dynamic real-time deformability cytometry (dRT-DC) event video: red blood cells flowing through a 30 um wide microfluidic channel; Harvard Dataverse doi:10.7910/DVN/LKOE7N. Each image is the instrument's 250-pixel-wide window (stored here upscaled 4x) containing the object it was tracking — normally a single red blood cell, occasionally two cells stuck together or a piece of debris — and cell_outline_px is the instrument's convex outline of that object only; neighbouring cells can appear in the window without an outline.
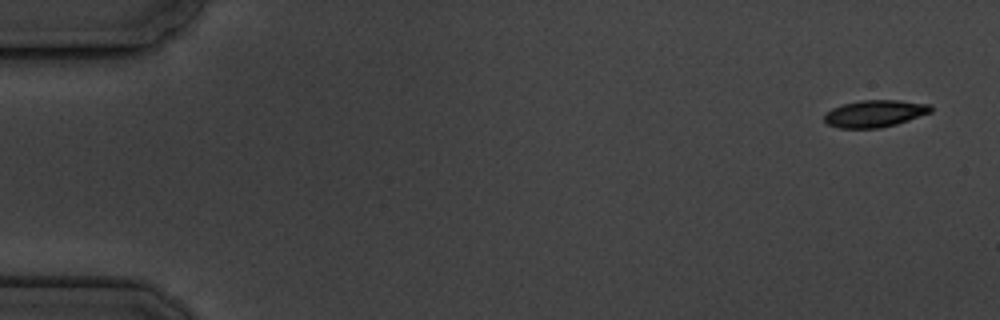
{"species": "common noctule bat (a hibernating species)", "species_latin": "Nyctalus noctula", "temperature_condition": "cold", "stored_images_in_passage": 4, "camera_frame_rate_fps": 3000, "um_per_image_px": 0.085, "animal": {"sex": "male", "body_mass_g": 19.5, "forearm_length_mm": 54.6}, "frame": {"image": 1, "passage_image": 1, "time_ms": 0.0, "image_size_px": [1000, 320], "cell_outline_px": [[932, 112], [896, 124], [880, 128], [840, 128], [828, 124], [824, 120], [824, 112], [840, 104], [860, 100], [896, 100], [932, 104]], "centroid_in_image_um": [74.34, 9.64], "position_along_channel_um": 10.7, "area_um2": 16.94}}